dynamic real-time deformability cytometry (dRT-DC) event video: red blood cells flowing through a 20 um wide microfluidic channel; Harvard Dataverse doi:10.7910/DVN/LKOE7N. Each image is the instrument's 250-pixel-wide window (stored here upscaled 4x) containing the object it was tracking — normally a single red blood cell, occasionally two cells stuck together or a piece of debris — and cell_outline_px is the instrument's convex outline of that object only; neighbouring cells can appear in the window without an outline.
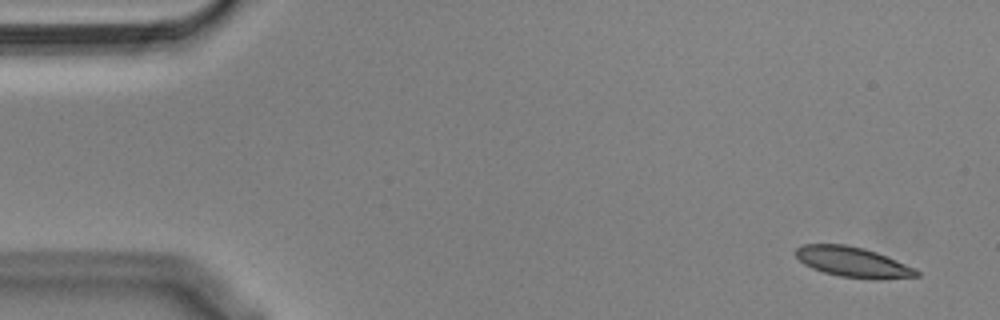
{"species": "Egyptian fruit bat (a non-hibernating species)", "species_latin": "Rousettus aegyptiacus", "temperature_condition": "cold", "stored_images_in_passage": 54, "camera_frame_rate_fps": 3000, "um_per_image_px": 0.085, "animal": {"sex": "male"}, "frame": {"image": 1, "passage_image": 1, "time_ms": 0.0, "image_size_px": [1000, 320], "cell_outline_px": [[920, 276], [880, 280], [872, 280], [840, 276], [824, 272], [812, 268], [804, 264], [796, 256], [796, 248], [804, 244], [844, 244], [864, 248], [876, 252], [916, 268], [920, 272]], "centroid_in_image_um": [72.54, 22.29], "position_along_channel_um": 12.5, "area_um2": 21.39}}
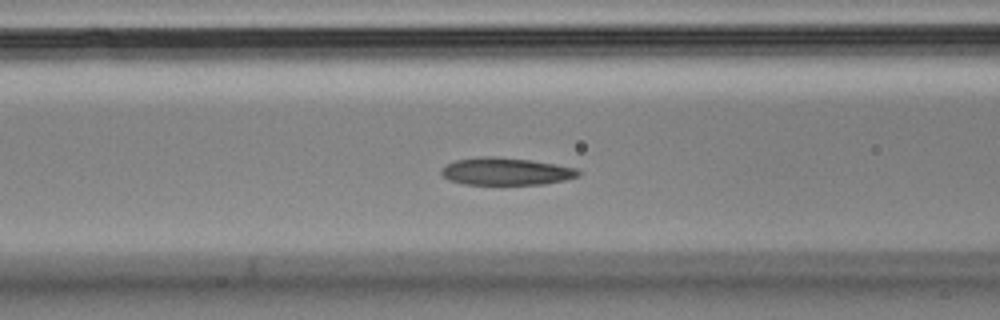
{"frame": {"image": 2, "passage_image": 20, "time_ms": 6.333, "image_size_px": [1000, 320], "cell_outline_px": [[580, 176], [564, 180], [544, 184], [464, 184], [448, 180], [440, 172], [448, 164], [456, 160], [484, 156], [496, 156], [532, 160], [556, 164], [576, 168], [580, 172]], "centroid_in_image_um": [43.04, 14.56], "position_along_channel_um": 123.6, "area_um2": 21.79}}
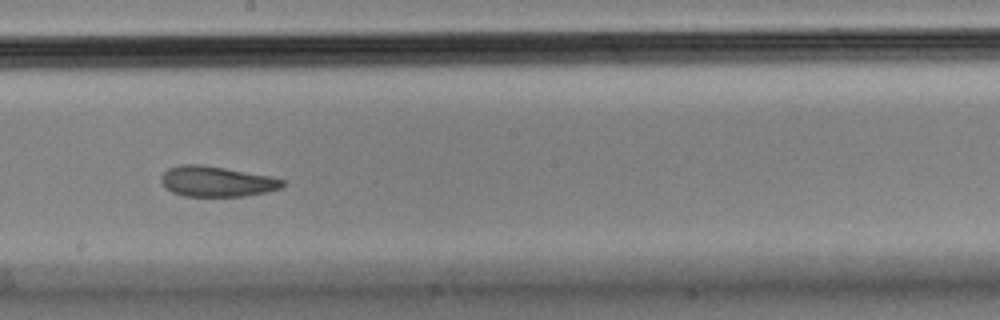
{"frame": {"image": 3, "passage_image": 29, "time_ms": 9.333, "image_size_px": [1000, 320], "cell_outline_px": [[284, 184], [280, 188], [264, 192], [244, 196], [184, 196], [172, 192], [160, 180], [160, 176], [168, 168], [180, 164], [200, 164], [272, 176], [284, 180]], "centroid_in_image_um": [18.4, 15.41], "position_along_channel_um": 229.8, "area_um2": 21.39}, "authors_computed_cell_mechanics": {"area_um2": 22.3975, "velocity_mm_per_s": 3.5427, "shape_relaxation_time_tau1_ms": 9.5143, "shape_relaxation_time_tau2_ms": 2.6388, "deformation_change_tau1": 0.1836, "deformation_change_tau2": 0.0709}}